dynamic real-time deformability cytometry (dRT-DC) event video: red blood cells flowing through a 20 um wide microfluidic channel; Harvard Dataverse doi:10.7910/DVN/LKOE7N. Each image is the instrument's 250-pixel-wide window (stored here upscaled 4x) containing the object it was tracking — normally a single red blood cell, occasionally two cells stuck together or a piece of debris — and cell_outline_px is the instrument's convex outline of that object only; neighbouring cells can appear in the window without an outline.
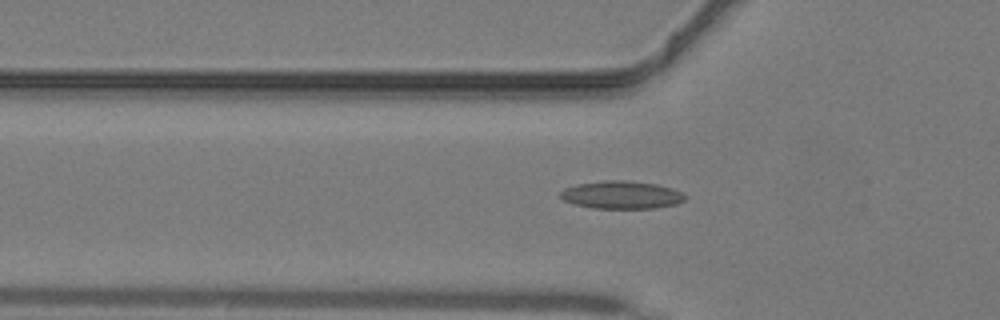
{"species": "common noctule bat (a hibernating species)", "species_latin": "Nyctalus noctula", "temperature_condition": "warm", "stored_images_in_passage": 39, "camera_frame_rate_fps": 3000, "um_per_image_px": 0.085, "animal": {"sex": "male", "body_mass_g": 19.2, "forearm_length_mm": 51.8}, "frame": {"image": 1, "passage_image": 15, "time_ms": 4.667, "image_size_px": [1000, 320], "cell_outline_px": [[688, 196], [684, 200], [676, 204], [656, 208], [592, 208], [576, 204], [564, 200], [560, 196], [560, 192], [564, 188], [576, 184], [604, 180], [624, 180], [656, 184], [672, 188], [684, 192]], "centroid_in_image_um": [52.86, 16.56], "position_along_channel_um": 72.9, "area_um2": 20.29}}
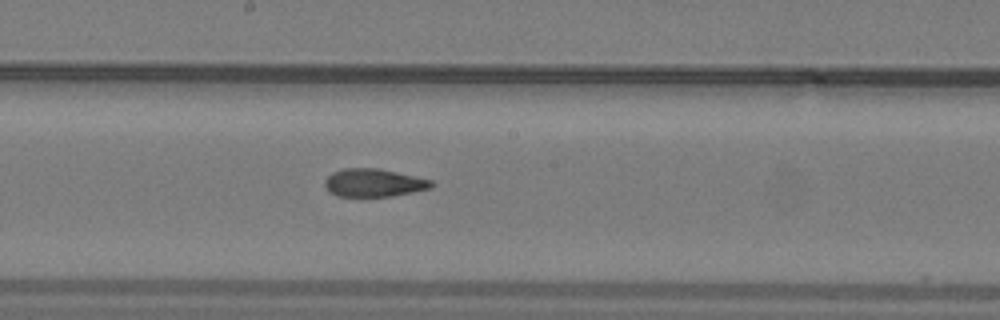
{"frame": {"image": 2, "passage_image": 24, "time_ms": 7.667, "image_size_px": [1000, 320], "cell_outline_px": [[436, 184], [432, 188], [392, 196], [336, 196], [328, 192], [324, 184], [324, 180], [332, 172], [344, 168], [380, 168], [432, 180]], "centroid_in_image_um": [31.77, 15.53], "position_along_channel_um": 216.4, "area_um2": 17.57}}
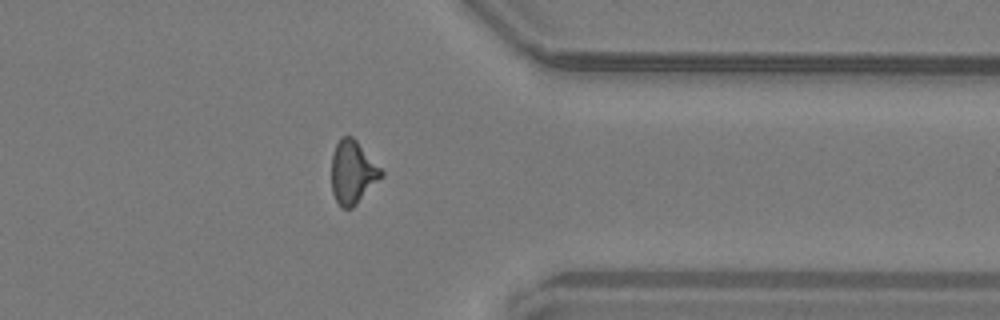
{"frame": {"image": 3, "passage_image": 35, "time_ms": 11.333, "image_size_px": [1000, 320], "cell_outline_px": [[384, 176], [352, 208], [340, 208], [332, 192], [332, 156], [336, 144], [340, 136], [352, 136], [356, 140], [384, 172]], "centroid_in_image_um": [29.98, 14.65], "position_along_channel_um": 381.4, "area_um2": 18.26}}